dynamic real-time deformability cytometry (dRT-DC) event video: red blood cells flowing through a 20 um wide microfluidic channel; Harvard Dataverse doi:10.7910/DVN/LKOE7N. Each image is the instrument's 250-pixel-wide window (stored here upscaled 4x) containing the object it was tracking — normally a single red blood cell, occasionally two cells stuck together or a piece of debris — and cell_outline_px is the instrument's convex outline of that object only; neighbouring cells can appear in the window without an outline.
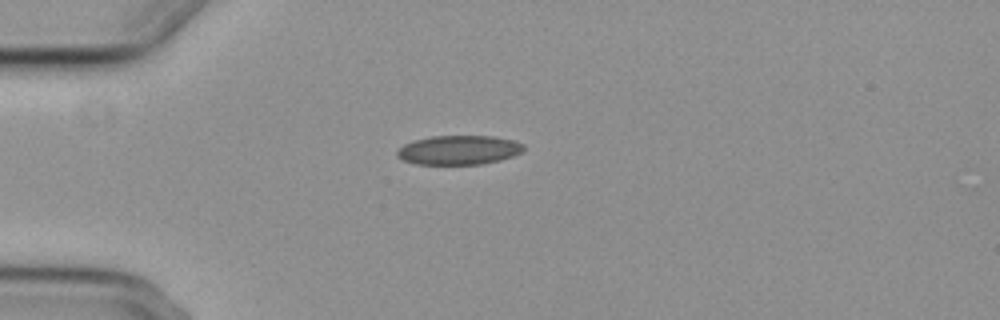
{"species": "common noctule bat (a hibernating species)", "species_latin": "Nyctalus noctula", "temperature_condition": "cold", "stored_images_in_passage": 2, "camera_frame_rate_fps": 3000, "um_per_image_px": 0.085, "animal": {"sex": "female", "body_mass_g": 29.2, "forearm_length_mm": 56.3}, "frame": {"image": 1, "passage_image": 1, "time_ms": 0.0, "image_size_px": [1000, 320], "cell_outline_px": [[524, 148], [520, 152], [512, 156], [500, 160], [484, 164], [416, 164], [404, 160], [396, 156], [396, 152], [404, 144], [412, 140], [432, 136], [492, 136], [512, 140], [524, 144]], "centroid_in_image_um": [38.98, 12.75], "position_along_channel_um": 46.0, "area_um2": 21.5}}